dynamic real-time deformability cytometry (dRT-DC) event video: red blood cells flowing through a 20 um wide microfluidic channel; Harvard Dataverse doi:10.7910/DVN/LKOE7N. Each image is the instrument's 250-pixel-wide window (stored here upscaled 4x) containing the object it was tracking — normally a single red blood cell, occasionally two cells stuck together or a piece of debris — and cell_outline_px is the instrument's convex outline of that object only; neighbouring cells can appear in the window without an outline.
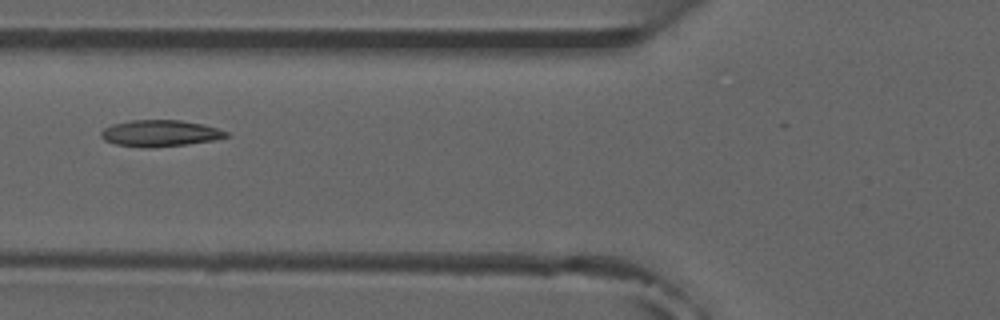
{"species": "common noctule bat (a hibernating species)", "species_latin": "Nyctalus noctula", "temperature_condition": "room temperature", "stored_images_in_passage": 9, "camera_frame_rate_fps": 3000, "um_per_image_px": 0.085, "animal": {"sex": "male", "forearm_length_mm": 52.5}, "frame": {"image": 1, "passage_image": 6, "time_ms": 5.667, "image_size_px": [1000, 320], "cell_outline_px": [[232, 136], [212, 140], [188, 144], [152, 148], [144, 148], [116, 144], [104, 140], [100, 136], [100, 132], [104, 128], [112, 124], [132, 120], [180, 120], [204, 124], [228, 132]], "centroid_in_image_um": [13.61, 11.33], "position_along_channel_um": 112.2, "area_um2": 19.42}}
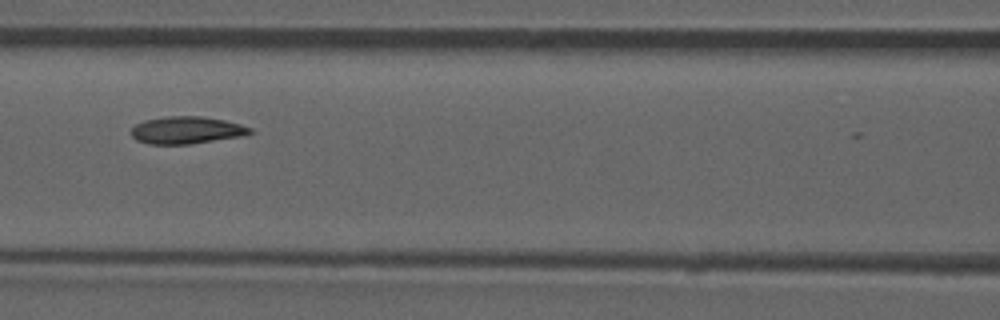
{"frame": {"image": 2, "passage_image": 7, "time_ms": 6.667, "image_size_px": [1000, 320], "cell_outline_px": [[252, 132], [244, 136], [188, 144], [148, 144], [136, 140], [132, 136], [132, 128], [136, 124], [144, 120], [168, 116], [200, 116], [224, 120], [240, 124], [252, 128]], "centroid_in_image_um": [15.86, 11.06], "position_along_channel_um": 150.7, "area_um2": 18.84}}